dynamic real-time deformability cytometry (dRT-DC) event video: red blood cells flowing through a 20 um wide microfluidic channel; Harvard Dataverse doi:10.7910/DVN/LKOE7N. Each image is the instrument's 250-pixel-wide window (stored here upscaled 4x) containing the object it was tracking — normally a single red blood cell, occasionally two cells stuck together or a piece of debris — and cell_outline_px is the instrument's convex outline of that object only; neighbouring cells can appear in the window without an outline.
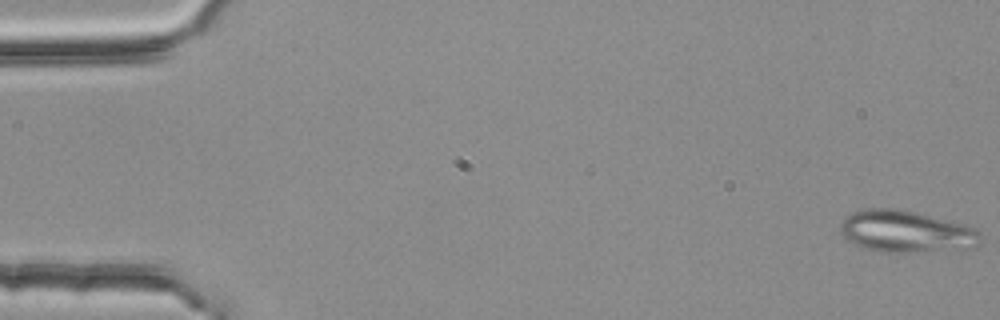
{"species": "common noctule bat (a hibernating species)", "species_latin": "Nyctalus noctula", "temperature_condition": "room temperature", "stored_images_in_passage": 54, "segment_of_instrument_passage": [1, 2], "camera_frame_rate_fps": 3000, "um_per_image_px": 0.085, "animal": {"sex": "female", "body_mass_g": 25.1}, "frame": {"image": 1, "passage_image": 1, "time_ms": 0.0, "image_size_px": [1000, 320], "cell_outline_px": [[980, 240], [976, 244], [964, 248], [924, 252], [884, 252], [864, 248], [848, 240], [840, 232], [840, 224], [852, 212], [864, 208], [900, 208], [964, 224], [976, 228], [980, 232]], "centroid_in_image_um": [76.99, 19.66], "position_along_channel_um": 8.0, "area_um2": 34.04}}